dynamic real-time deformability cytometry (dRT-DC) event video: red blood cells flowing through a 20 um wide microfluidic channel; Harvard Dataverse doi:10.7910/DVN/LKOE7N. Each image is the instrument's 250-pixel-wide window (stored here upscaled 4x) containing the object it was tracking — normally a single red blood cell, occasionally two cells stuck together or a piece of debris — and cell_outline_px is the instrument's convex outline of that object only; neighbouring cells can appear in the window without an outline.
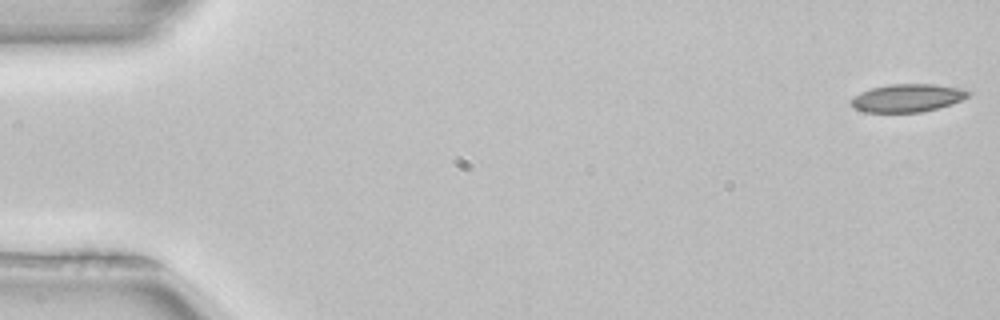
{"species": "common noctule bat (a hibernating species)", "species_latin": "Nyctalus noctula", "temperature_condition": "room temperature", "stored_images_in_passage": 52, "camera_frame_rate_fps": 3000, "um_per_image_px": 0.085, "animal": {"sex": "female", "body_mass_g": 22.7, "forearm_length_mm": 54.2}, "frame": {"image": 1, "passage_image": 1, "time_ms": 0.0, "image_size_px": [1000, 320], "cell_outline_px": [[972, 92], [968, 96], [960, 100], [936, 108], [920, 112], [864, 112], [856, 108], [852, 104], [852, 96], [860, 92], [872, 88], [888, 84], [936, 84], [956, 88]], "centroid_in_image_um": [77.08, 8.32], "position_along_channel_um": 7.9, "area_um2": 18.73}}
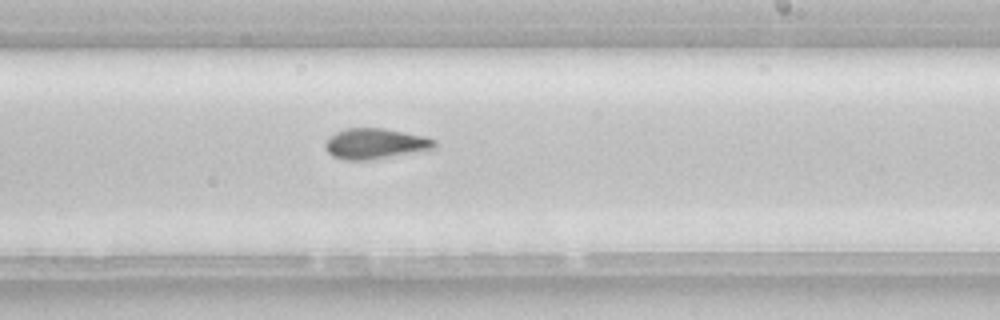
{"frame": {"image": 2, "passage_image": 31, "time_ms": 10.0, "image_size_px": [1000, 320], "cell_outline_px": [[436, 148], [368, 160], [344, 160], [332, 156], [324, 148], [324, 144], [328, 136], [344, 128], [384, 128], [424, 136], [436, 140]], "centroid_in_image_um": [31.84, 12.2], "position_along_channel_um": 257.2, "area_um2": 19.48}}
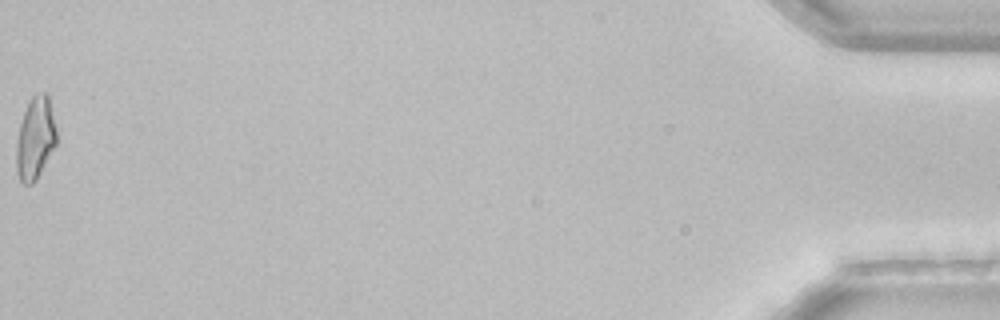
{"frame": {"image": 3, "passage_image": 52, "time_ms": 17.0, "image_size_px": [1000, 320], "cell_outline_px": [[56, 144], [36, 180], [32, 184], [20, 184], [16, 172], [16, 144], [20, 124], [24, 112], [32, 96], [36, 92], [48, 92], [56, 128]], "centroid_in_image_um": [2.99, 11.76], "position_along_channel_um": 432.2, "area_um2": 19.42}, "authors_computed_cell_mechanics": {"area_um2": 19.1896, "velocity_mm_per_s": 3.9789, "shape_relaxation_time_tau1_ms": null, "shape_relaxation_time_tau2_ms": 4.7325, "deformation_change_tau1": null, "deformation_change_tau2": 0.1109}}